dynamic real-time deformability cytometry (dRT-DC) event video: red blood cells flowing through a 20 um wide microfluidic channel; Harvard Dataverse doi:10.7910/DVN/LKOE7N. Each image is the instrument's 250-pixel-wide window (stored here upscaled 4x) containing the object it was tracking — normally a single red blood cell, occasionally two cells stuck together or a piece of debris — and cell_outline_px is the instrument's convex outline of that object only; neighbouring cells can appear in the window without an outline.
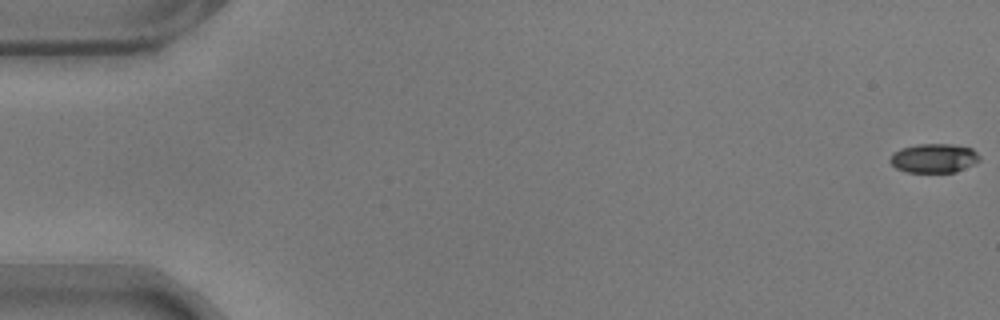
{"species": "common noctule bat (a hibernating species)", "species_latin": "Nyctalus noctula", "temperature_condition": "warm", "stored_images_in_passage": 58, "camera_frame_rate_fps": 3000, "um_per_image_px": 0.085, "animal": {"sex": "male", "body_mass_g": 17.9}, "frame": {"image": 1, "passage_image": 1, "time_ms": 0.0, "image_size_px": [1000, 320], "cell_outline_px": [[980, 160], [956, 172], [908, 172], [896, 168], [888, 160], [892, 152], [900, 148], [920, 144], [952, 144], [972, 148], [980, 156]], "centroid_in_image_um": [79.36, 13.44], "position_along_channel_um": 5.6, "area_um2": 15.2}}
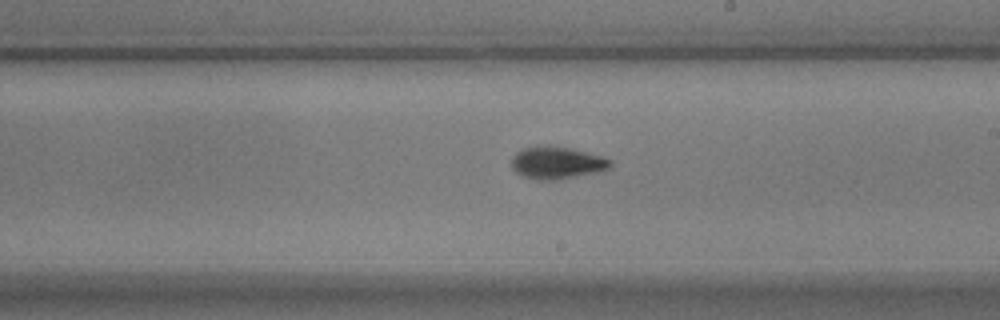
{"frame": {"image": 2, "passage_image": 34, "time_ms": 11.0, "image_size_px": [1000, 320], "cell_outline_px": [[612, 168], [600, 172], [560, 180], [536, 180], [520, 176], [512, 168], [512, 156], [516, 152], [524, 148], [568, 148], [600, 156], [612, 160]], "centroid_in_image_um": [47.36, 13.9], "position_along_channel_um": 241.6, "area_um2": 18.32}}
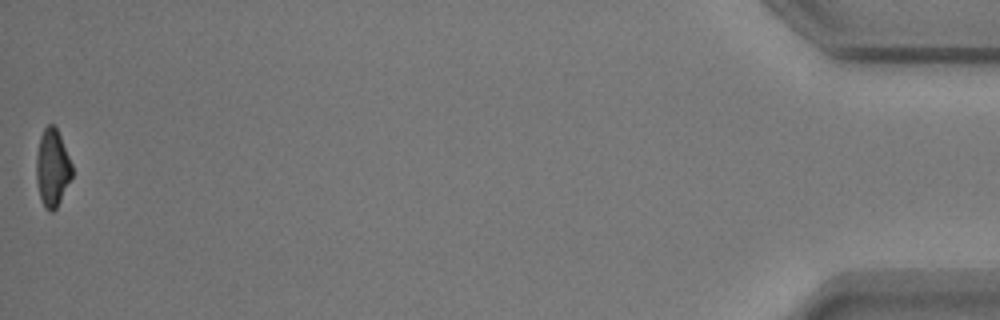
{"frame": {"image": 3, "passage_image": 58, "time_ms": 19.0, "image_size_px": [1000, 320], "cell_outline_px": [[72, 176], [56, 208], [52, 212], [48, 212], [44, 208], [40, 200], [36, 180], [36, 156], [40, 136], [44, 128], [48, 124], [52, 124], [56, 128], [60, 136], [72, 164]], "centroid_in_image_um": [4.43, 14.29], "position_along_channel_um": 430.8, "area_um2": 16.13}, "authors_computed_cell_mechanics": {"area_um2": 16.9354, "velocity_mm_per_s": 3.5438, "shape_relaxation_time_tau1_ms": 3.1798, "shape_relaxation_time_tau2_ms": 3.2338, "deformation_change_tau1": 0.148, "deformation_change_tau2": 0.0916}}